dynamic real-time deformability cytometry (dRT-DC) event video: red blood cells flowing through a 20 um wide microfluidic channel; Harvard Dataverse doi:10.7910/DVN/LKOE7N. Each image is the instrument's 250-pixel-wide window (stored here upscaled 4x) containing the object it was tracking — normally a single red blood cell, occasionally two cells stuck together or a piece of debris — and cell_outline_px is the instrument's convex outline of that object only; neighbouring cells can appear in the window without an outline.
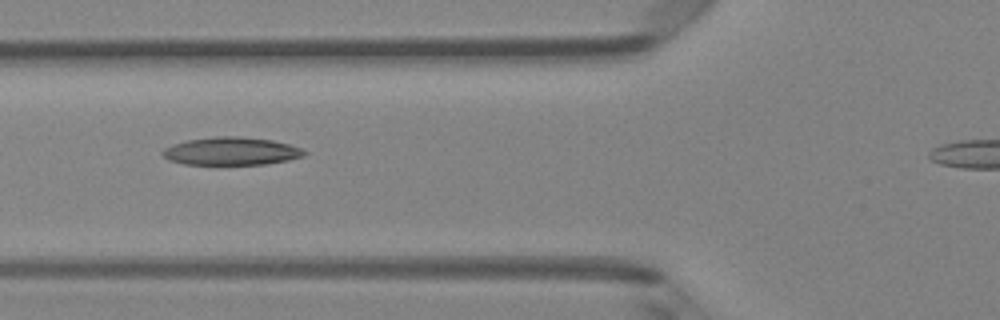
{"species": "Egyptian fruit bat (a non-hibernating species)", "species_latin": "Rousettus aegyptiacus", "temperature_condition": "room temperature", "stored_images_in_passage": 2, "camera_frame_rate_fps": 3000, "um_per_image_px": 0.085, "animal": {"sex": "female"}, "frame": {"image": 1, "passage_image": 2, "time_ms": 0.333, "image_size_px": [1000, 320], "cell_outline_px": [[308, 152], [304, 156], [288, 160], [268, 164], [216, 168], [184, 164], [168, 160], [160, 152], [164, 148], [172, 144], [188, 140], [216, 136], [240, 136], [272, 140], [288, 144], [300, 148]], "centroid_in_image_um": [19.61, 12.91], "position_along_channel_um": 106.2, "area_um2": 24.28}}